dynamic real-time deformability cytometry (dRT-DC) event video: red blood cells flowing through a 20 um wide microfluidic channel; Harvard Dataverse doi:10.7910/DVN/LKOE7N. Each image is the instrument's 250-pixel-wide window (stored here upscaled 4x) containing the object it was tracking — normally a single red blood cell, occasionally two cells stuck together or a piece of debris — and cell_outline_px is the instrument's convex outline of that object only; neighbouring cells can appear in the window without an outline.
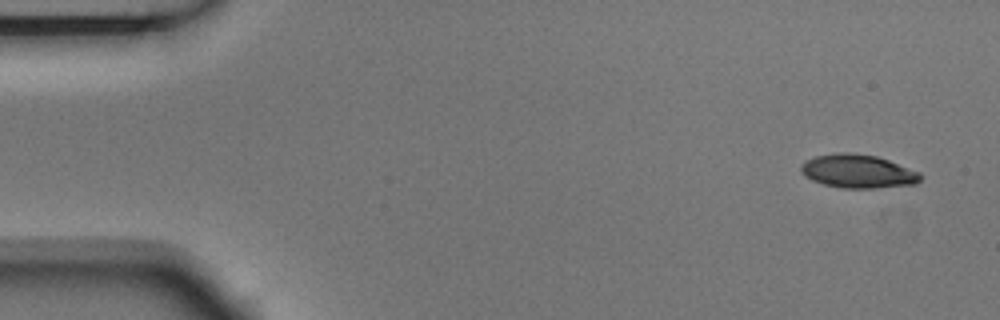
{"species": "Egyptian fruit bat (a non-hibernating species)", "species_latin": "Rousettus aegyptiacus", "temperature_condition": "room temperature", "stored_images_in_passage": 4, "camera_frame_rate_fps": 3000, "um_per_image_px": 0.085, "animal": {"sex": "male"}, "frame": {"image": 1, "passage_image": 1, "time_ms": 0.0, "image_size_px": [1000, 320], "cell_outline_px": [[924, 176], [916, 184], [872, 188], [844, 188], [824, 184], [812, 180], [804, 176], [800, 172], [800, 168], [808, 160], [816, 156], [840, 152], [848, 152], [876, 156], [888, 160], [920, 172]], "centroid_in_image_um": [72.95, 14.56], "position_along_channel_um": 12.0, "area_um2": 23.18}}
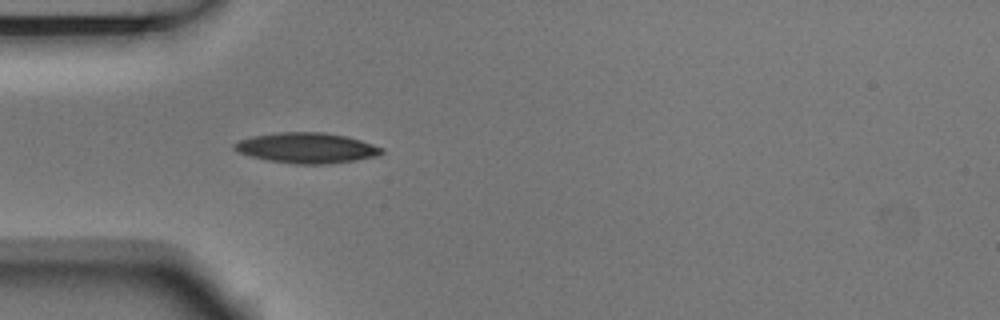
{"frame": {"image": 2, "passage_image": 4, "time_ms": 1.0, "image_size_px": [1000, 320], "cell_outline_px": [[384, 152], [376, 156], [356, 160], [328, 164], [296, 164], [268, 160], [252, 156], [240, 152], [232, 148], [232, 144], [240, 140], [252, 136], [276, 132], [324, 132], [344, 136], [360, 140], [384, 148]], "centroid_in_image_um": [26.07, 12.57], "position_along_channel_um": 58.9, "area_um2": 26.01}}